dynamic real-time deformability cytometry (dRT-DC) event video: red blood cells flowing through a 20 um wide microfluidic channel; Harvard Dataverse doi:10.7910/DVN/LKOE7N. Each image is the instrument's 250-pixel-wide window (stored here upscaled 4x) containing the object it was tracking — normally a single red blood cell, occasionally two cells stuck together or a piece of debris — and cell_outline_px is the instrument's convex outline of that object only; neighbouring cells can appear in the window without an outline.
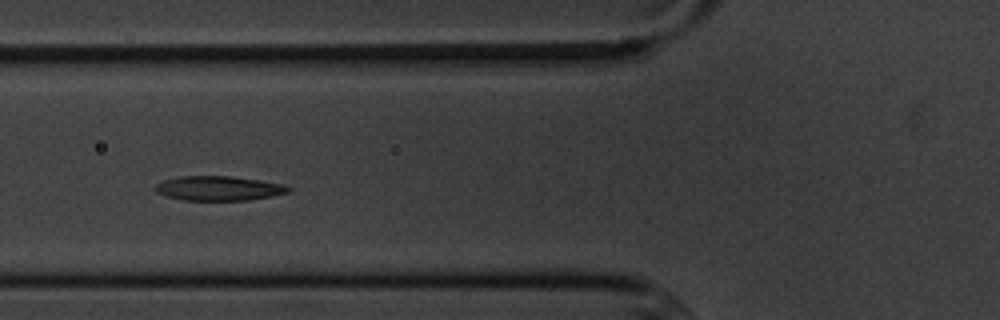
{"species": "common noctule bat (a hibernating species)", "species_latin": "Nyctalus noctula", "temperature_condition": "cold", "stored_images_in_passage": 7, "camera_frame_rate_fps": 3000, "um_per_image_px": 0.085, "animal": {"sex": "male", "body_mass_g": 20.1, "forearm_length_mm": 53.5}, "frame": {"image": 1, "passage_image": 6, "time_ms": 6.667, "image_size_px": [1000, 320], "cell_outline_px": [[292, 188], [288, 192], [272, 196], [248, 200], [184, 200], [168, 196], [156, 192], [156, 184], [164, 180], [180, 176], [232, 176], [284, 184]], "centroid_in_image_um": [18.61, 16.0], "position_along_channel_um": 107.2, "area_um2": 18.84}}
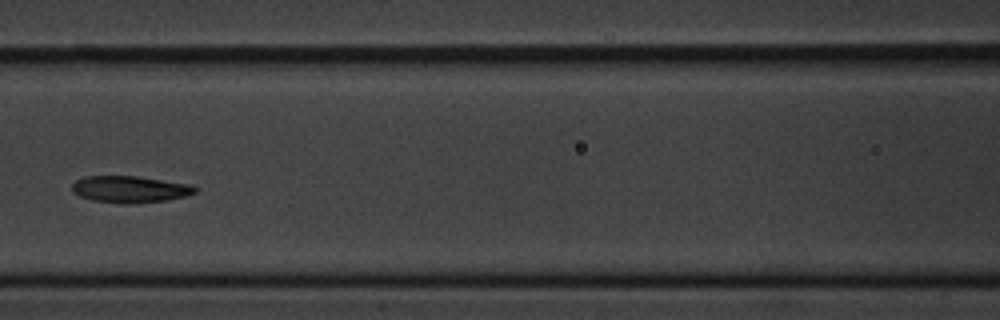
{"frame": {"image": 2, "passage_image": 7, "time_ms": 8.0, "image_size_px": [1000, 320], "cell_outline_px": [[200, 188], [196, 192], [188, 196], [164, 200], [132, 204], [124, 204], [92, 200], [80, 196], [72, 192], [72, 184], [76, 180], [84, 176], [136, 176], [188, 184]], "centroid_in_image_um": [11.04, 16.09], "position_along_channel_um": 155.6, "area_um2": 19.19}}